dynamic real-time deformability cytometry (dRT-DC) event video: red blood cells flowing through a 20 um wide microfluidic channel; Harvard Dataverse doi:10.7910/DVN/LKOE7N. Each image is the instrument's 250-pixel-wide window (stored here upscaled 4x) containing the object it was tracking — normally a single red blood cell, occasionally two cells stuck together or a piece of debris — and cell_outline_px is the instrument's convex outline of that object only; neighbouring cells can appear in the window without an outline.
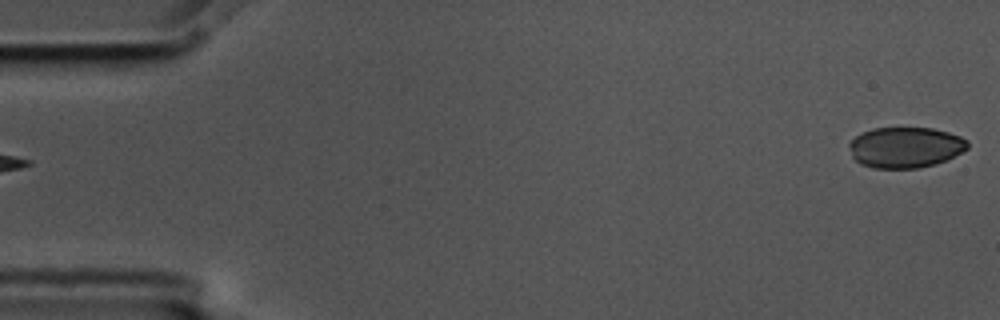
{"species": "common noctule bat (a hibernating species)", "species_latin": "Nyctalus noctula", "temperature_condition": "cold", "stored_images_in_passage": 5, "segment_of_instrument_passage": [2, 2], "camera_frame_rate_fps": 3000, "um_per_image_px": 0.085, "animal": {"sex": "male", "body_mass_g": 17.5, "forearm_length_mm": 52.3}, "frame": {"image": 1, "passage_image": 5, "time_ms": 1.333, "image_size_px": [1000, 320], "cell_outline_px": [[968, 148], [936, 164], [916, 168], [872, 168], [860, 164], [852, 156], [848, 144], [856, 136], [872, 128], [932, 128], [948, 132], [960, 136], [968, 140]], "centroid_in_image_um": [76.94, 12.52], "position_along_channel_um": 8.1, "area_um2": 27.98}}